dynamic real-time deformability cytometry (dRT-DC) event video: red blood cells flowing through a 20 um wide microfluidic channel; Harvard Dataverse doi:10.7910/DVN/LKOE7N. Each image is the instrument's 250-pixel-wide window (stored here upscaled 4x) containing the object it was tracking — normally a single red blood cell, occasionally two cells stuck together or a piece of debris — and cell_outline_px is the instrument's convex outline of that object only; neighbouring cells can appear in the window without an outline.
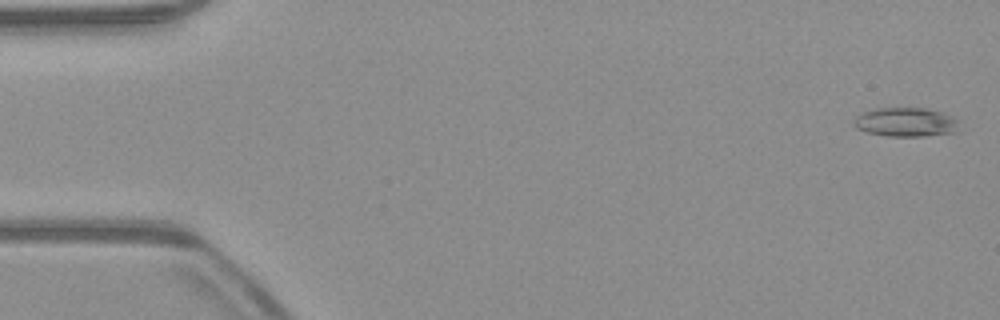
{"species": "common noctule bat (a hibernating species)", "species_latin": "Nyctalus noctula", "temperature_condition": "warm", "stored_images_in_passage": 18, "camera_frame_rate_fps": 3000, "um_per_image_px": 0.085, "animal": {"sex": "male", "body_mass_g": 23.1, "forearm_length_mm": 52.7}, "frame": {"image": 1, "passage_image": 2, "time_ms": 0.333, "image_size_px": [1000, 320], "cell_outline_px": [[960, 132], [924, 136], [888, 136], [868, 132], [856, 128], [852, 124], [852, 120], [856, 116], [864, 112], [876, 108], [928, 108], [956, 116], [960, 120]], "centroid_in_image_um": [77.08, 10.38], "position_along_channel_um": 7.9, "area_um2": 18.32}}
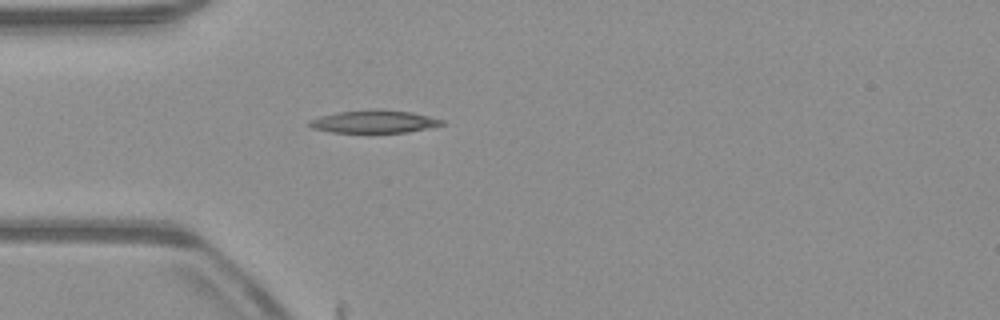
{"frame": {"image": 2, "passage_image": 16, "time_ms": 5.0, "image_size_px": [1000, 320], "cell_outline_px": [[448, 124], [408, 132], [332, 132], [312, 128], [308, 124], [308, 120], [320, 116], [336, 112], [376, 108], [380, 108], [412, 112], [444, 120]], "centroid_in_image_um": [31.82, 10.31], "position_along_channel_um": 53.2, "area_um2": 17.8}}